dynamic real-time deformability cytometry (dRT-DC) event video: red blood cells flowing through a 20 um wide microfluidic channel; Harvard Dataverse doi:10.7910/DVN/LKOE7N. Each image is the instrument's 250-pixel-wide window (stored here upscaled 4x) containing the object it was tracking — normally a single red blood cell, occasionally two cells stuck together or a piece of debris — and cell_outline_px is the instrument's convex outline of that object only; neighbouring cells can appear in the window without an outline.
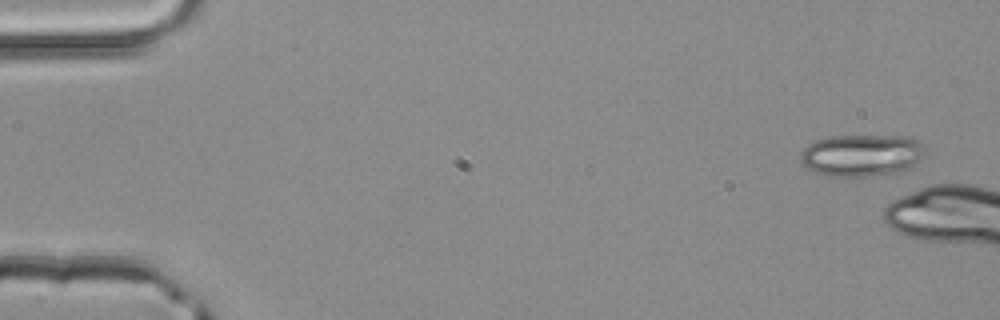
{"species": "common noctule bat (a hibernating species)", "species_latin": "Nyctalus noctula", "temperature_condition": "room temperature", "stored_images_in_passage": 2, "camera_frame_rate_fps": 3000, "um_per_image_px": 0.085, "animal": {"sex": "male", "body_mass_g": 20.4}, "frame": {"image": 1, "passage_image": 1, "time_ms": 0.0, "image_size_px": [1000, 320], "cell_outline_px": [[924, 148], [920, 156], [904, 172], [868, 176], [828, 176], [804, 168], [800, 160], [800, 152], [808, 144], [816, 140], [832, 136], [904, 136], [916, 140], [924, 144]], "centroid_in_image_um": [73.17, 13.2], "position_along_channel_um": 11.8, "area_um2": 30.4}}